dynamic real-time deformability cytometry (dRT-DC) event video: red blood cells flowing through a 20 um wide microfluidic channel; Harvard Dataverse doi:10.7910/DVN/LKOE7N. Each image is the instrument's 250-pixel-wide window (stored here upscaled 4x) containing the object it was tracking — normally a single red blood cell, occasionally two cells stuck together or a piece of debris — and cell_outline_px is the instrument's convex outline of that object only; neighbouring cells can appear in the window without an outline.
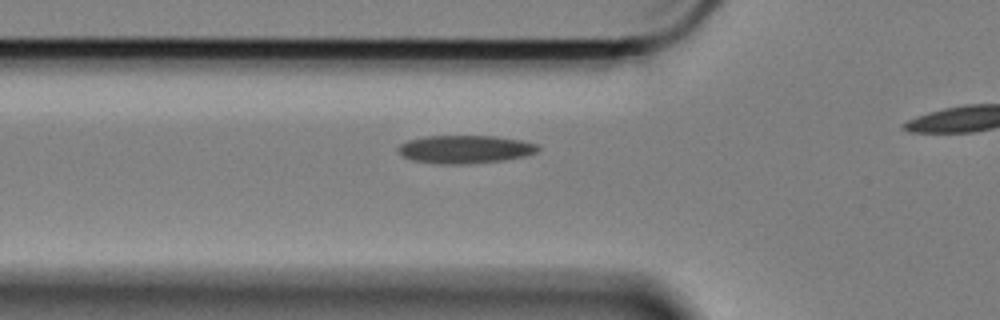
{"species": "Egyptian fruit bat (a non-hibernating species)", "species_latin": "Rousettus aegyptiacus", "temperature_condition": "cold", "stored_images_in_passage": 30, "camera_frame_rate_fps": 3000, "um_per_image_px": 0.085, "animal": {"sex": "female"}, "frame": {"image": 1, "passage_image": 2, "time_ms": 0.333, "image_size_px": [1000, 320], "cell_outline_px": [[540, 148], [536, 152], [524, 156], [504, 160], [464, 164], [440, 164], [412, 160], [404, 156], [396, 148], [400, 144], [408, 140], [424, 136], [496, 136], [520, 140], [540, 144]], "centroid_in_image_um": [39.54, 12.68], "position_along_channel_um": 86.3, "area_um2": 22.89}}
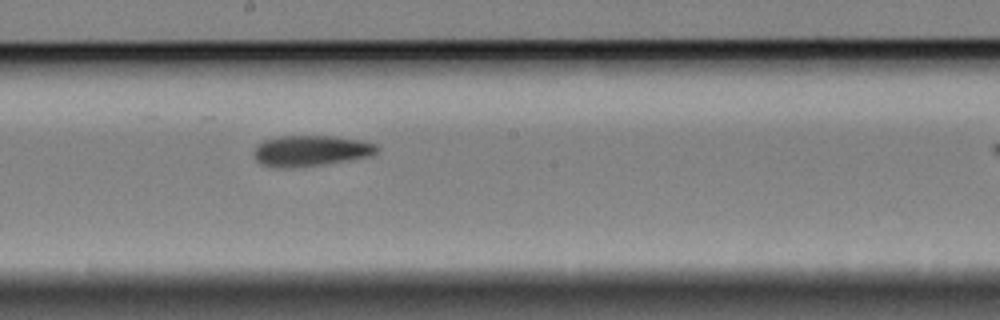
{"frame": {"image": 2, "passage_image": 14, "time_ms": 4.333, "image_size_px": [1000, 320], "cell_outline_px": [[380, 148], [372, 156], [324, 164], [288, 168], [272, 168], [260, 164], [256, 160], [252, 152], [264, 140], [280, 136], [332, 136], [360, 140], [376, 144]], "centroid_in_image_um": [26.4, 12.82], "position_along_channel_um": 221.8, "area_um2": 22.2}}
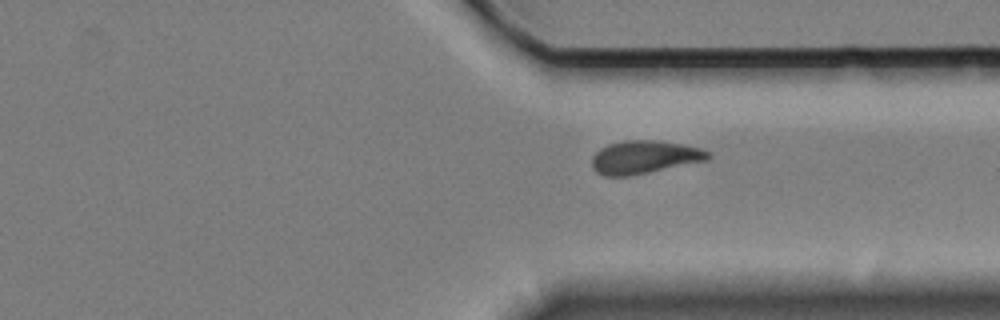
{"frame": {"image": 3, "passage_image": 26, "time_ms": 8.333, "image_size_px": [1000, 320], "cell_outline_px": [[712, 156], [708, 160], [632, 176], [604, 176], [596, 172], [592, 168], [592, 156], [600, 148], [608, 144], [624, 140], [652, 140], [680, 144], [700, 148], [708, 152]], "centroid_in_image_um": [54.74, 13.37], "position_along_channel_um": 356.7, "area_um2": 22.48}}